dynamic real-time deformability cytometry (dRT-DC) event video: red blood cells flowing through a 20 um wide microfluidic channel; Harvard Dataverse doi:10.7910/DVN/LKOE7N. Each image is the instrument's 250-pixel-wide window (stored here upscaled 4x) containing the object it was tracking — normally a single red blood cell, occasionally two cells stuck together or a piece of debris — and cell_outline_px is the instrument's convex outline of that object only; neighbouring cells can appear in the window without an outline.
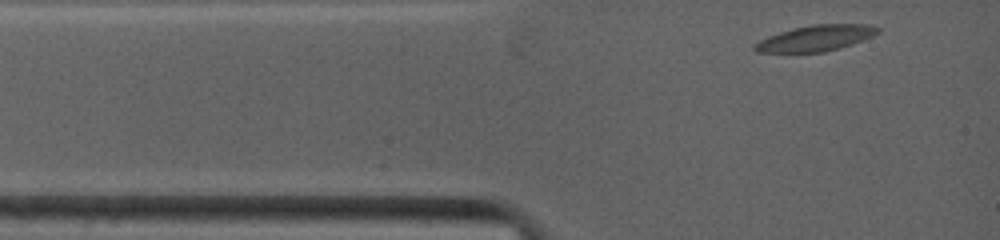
{"species": "common noctule bat (a hibernating species)", "species_latin": "Nyctalus noctula", "temperature_condition": "warm", "stored_images_in_passage": 31, "camera_frame_rate_fps": 4500, "um_per_image_px": 0.085, "animal": {"sex": "female", "body_mass_g": 19.0, "forearm_length_mm": 53.3}, "frame": {"image": 1, "passage_image": 1, "time_ms": 0.0, "image_size_px": [1000, 240], "cell_outline_px": [[880, 32], [872, 36], [836, 48], [820, 52], [756, 52], [752, 48], [760, 40], [768, 36], [780, 32], [812, 24], [864, 24], [880, 28]], "centroid_in_image_um": [69.3, 3.23], "position_along_channel_um": 15.7, "area_um2": 17.98}}
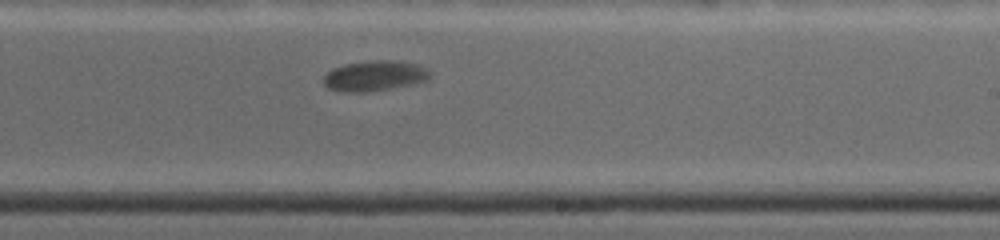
{"frame": {"image": 2, "passage_image": 18, "time_ms": 7.111, "image_size_px": [1000, 240], "cell_outline_px": [[428, 76], [424, 80], [416, 84], [364, 92], [344, 92], [328, 88], [324, 84], [324, 76], [332, 68], [348, 64], [376, 60], [388, 60], [412, 64], [424, 68], [428, 72]], "centroid_in_image_um": [31.77, 6.46], "position_along_channel_um": 257.2, "area_um2": 18.21}}
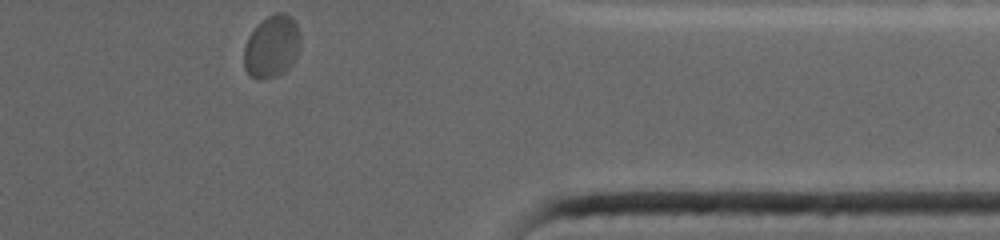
{"frame": {"image": 3, "passage_image": 31, "time_ms": 11.111, "image_size_px": [1000, 240], "cell_outline_px": [[300, 48], [296, 60], [284, 72], [276, 76], [260, 80], [256, 80], [248, 76], [244, 68], [244, 48], [248, 36], [268, 16], [276, 12], [284, 12], [292, 16], [296, 24], [300, 36]], "centroid_in_image_um": [23.11, 3.99], "position_along_channel_um": 388.3, "area_um2": 20.75}, "authors_computed_cell_mechanics": {"area_um2": 18.496, "velocity_mm_per_s": 3.7365, "shape_relaxation_time_tau1_ms": 5.008, "shape_relaxation_time_tau2_ms": null, "deformation_change_tau1": 0.1455, "deformation_change_tau2": null}}